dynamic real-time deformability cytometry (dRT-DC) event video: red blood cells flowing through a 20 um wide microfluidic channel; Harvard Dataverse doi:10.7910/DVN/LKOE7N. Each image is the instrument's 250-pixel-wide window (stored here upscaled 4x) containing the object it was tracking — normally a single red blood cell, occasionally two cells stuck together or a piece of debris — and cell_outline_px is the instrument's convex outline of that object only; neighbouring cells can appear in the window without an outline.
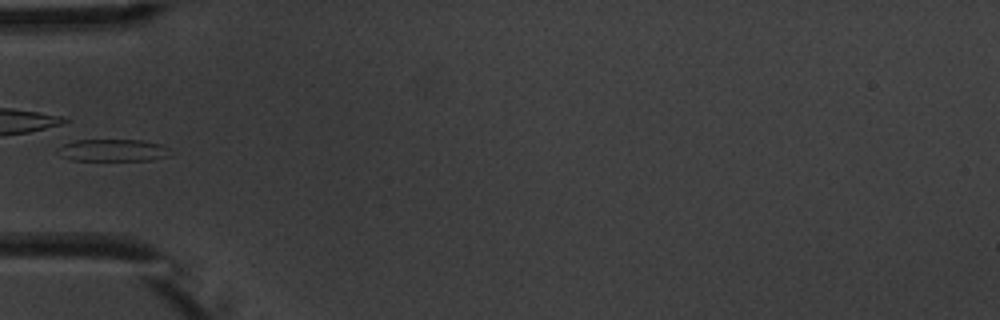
{"species": "common noctule bat (a hibernating species)", "species_latin": "Nyctalus noctula", "temperature_condition": "warm", "stored_images_in_passage": 5, "camera_frame_rate_fps": 3000, "um_per_image_px": 0.085, "animal": {"sex": "male", "body_mass_g": 20.1, "forearm_length_mm": 53.5}, "frame": {"image": 1, "passage_image": 5, "time_ms": 4.667, "image_size_px": [1000, 320], "cell_outline_px": [[168, 156], [152, 160], [72, 160], [60, 156], [56, 152], [56, 148], [64, 144], [76, 140], [140, 140], [160, 144], [168, 148]], "centroid_in_image_um": [9.53, 12.77], "position_along_channel_um": 75.5, "area_um2": 14.45}}